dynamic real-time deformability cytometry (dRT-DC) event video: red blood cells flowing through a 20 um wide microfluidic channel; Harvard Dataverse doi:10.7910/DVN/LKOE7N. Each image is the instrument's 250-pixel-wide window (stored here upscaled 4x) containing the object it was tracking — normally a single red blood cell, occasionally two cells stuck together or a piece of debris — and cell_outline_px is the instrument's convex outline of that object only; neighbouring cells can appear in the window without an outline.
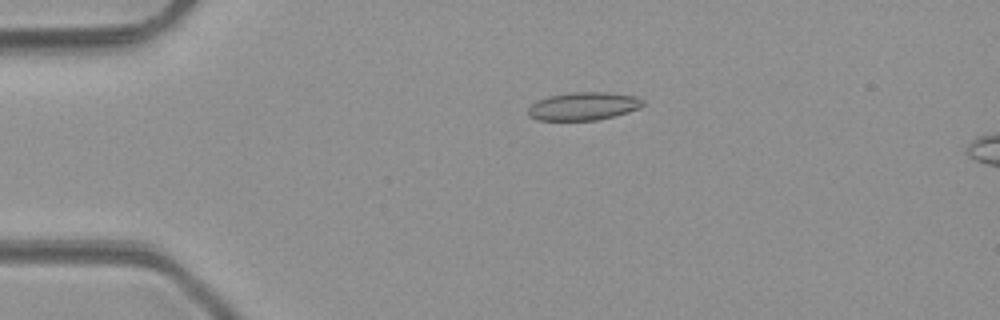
{"species": "common noctule bat (a hibernating species)", "species_latin": "Nyctalus noctula", "temperature_condition": "room temperature", "stored_images_in_passage": 4, "camera_frame_rate_fps": 3000, "um_per_image_px": 0.085, "animal": {"sex": "male", "body_mass_g": 23.1, "forearm_length_mm": 52.7}, "frame": {"image": 1, "passage_image": 3, "time_ms": 3.333, "image_size_px": [1000, 320], "cell_outline_px": [[644, 104], [640, 108], [628, 112], [596, 120], [536, 120], [528, 116], [528, 108], [536, 100], [548, 96], [572, 92], [608, 92], [636, 96], [644, 100]], "centroid_in_image_um": [49.58, 9.02], "position_along_channel_um": 35.4, "area_um2": 18.84}}